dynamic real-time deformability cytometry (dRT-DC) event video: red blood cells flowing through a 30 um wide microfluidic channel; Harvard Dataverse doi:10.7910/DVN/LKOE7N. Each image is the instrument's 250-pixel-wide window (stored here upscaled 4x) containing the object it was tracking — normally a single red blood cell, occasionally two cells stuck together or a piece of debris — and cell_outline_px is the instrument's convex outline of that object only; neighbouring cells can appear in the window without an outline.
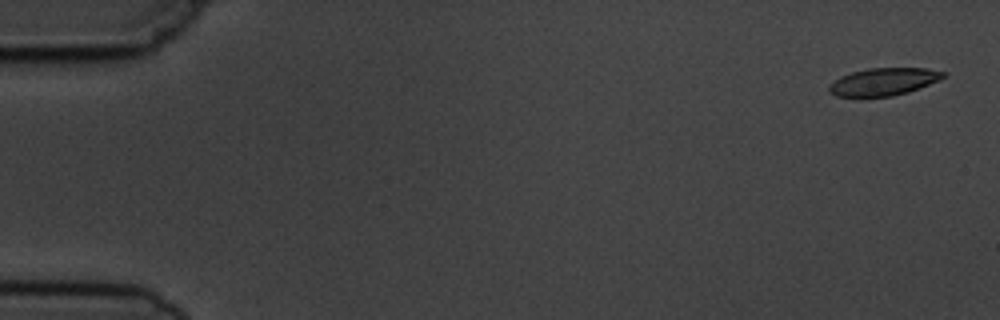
{"species": "common noctule bat (a hibernating species)", "species_latin": "Nyctalus noctula", "temperature_condition": "cold", "stored_images_in_passage": 5, "camera_frame_rate_fps": 3000, "um_per_image_px": 0.085, "animal": {"sex": "male", "body_mass_g": 19.5, "forearm_length_mm": 54.6}, "frame": {"image": 1, "passage_image": 1, "time_ms": 0.0, "image_size_px": [1000, 320], "cell_outline_px": [[944, 76], [928, 84], [908, 92], [892, 96], [860, 100], [836, 96], [828, 92], [828, 84], [840, 76], [852, 72], [868, 68], [928, 68], [944, 72]], "centroid_in_image_um": [74.96, 7.0], "position_along_channel_um": 10.0, "area_um2": 18.9}}
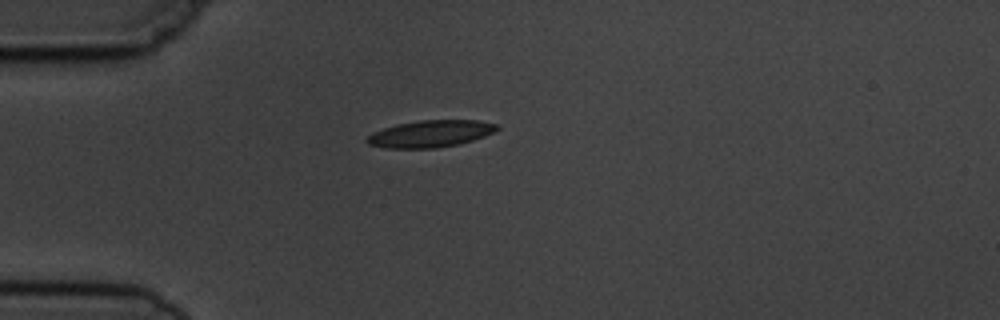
{"frame": {"image": 2, "passage_image": 4, "time_ms": 4.333, "image_size_px": [1000, 320], "cell_outline_px": [[500, 128], [496, 132], [460, 144], [436, 148], [384, 148], [368, 144], [364, 140], [372, 132], [396, 124], [420, 120], [480, 120], [496, 124]], "centroid_in_image_um": [36.59, 11.37], "position_along_channel_um": 48.4, "area_um2": 20.58}}